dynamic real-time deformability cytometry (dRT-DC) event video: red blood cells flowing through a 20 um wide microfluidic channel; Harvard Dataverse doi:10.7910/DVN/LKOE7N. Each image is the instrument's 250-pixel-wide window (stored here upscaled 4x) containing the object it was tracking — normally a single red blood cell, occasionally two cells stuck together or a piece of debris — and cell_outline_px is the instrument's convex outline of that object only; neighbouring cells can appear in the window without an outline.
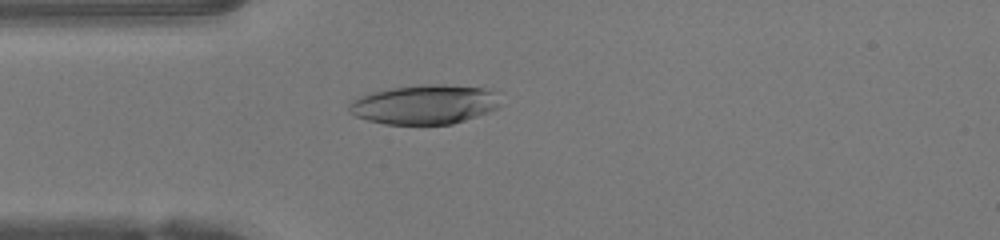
{"species": "human", "species_latin": "Homo sapiens", "temperature_condition": "warm", "stored_images_in_passage": 34, "camera_frame_rate_fps": 3000, "um_per_image_px": 0.085, "donor": {"sex": "female"}, "frame": {"image": 1, "passage_image": 3, "time_ms": 0.667, "image_size_px": [1000, 240], "cell_outline_px": [[500, 104], [496, 108], [488, 112], [452, 124], [384, 124], [368, 120], [356, 116], [348, 112], [348, 104], [352, 100], [360, 96], [372, 92], [392, 88], [420, 84], [444, 84], [484, 88], [496, 92]], "centroid_in_image_um": [36.07, 8.87], "position_along_channel_um": 48.9, "area_um2": 34.74}}
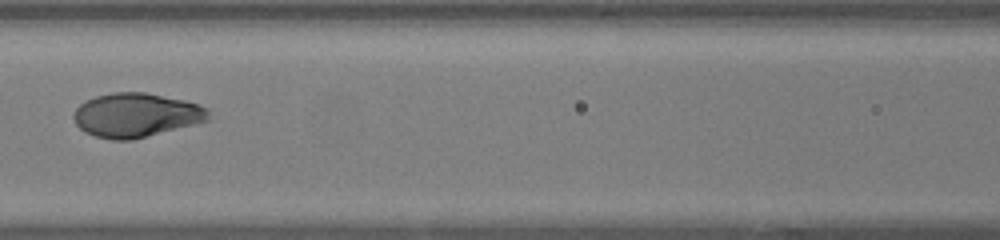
{"frame": {"image": 2, "passage_image": 11, "time_ms": 3.333, "image_size_px": [1000, 240], "cell_outline_px": [[208, 120], [132, 140], [112, 140], [96, 136], [84, 132], [76, 124], [72, 116], [76, 108], [84, 100], [96, 96], [112, 92], [144, 92], [184, 100], [200, 104], [208, 108]], "centroid_in_image_um": [11.53, 9.77], "position_along_channel_um": 155.1, "area_um2": 34.51}}
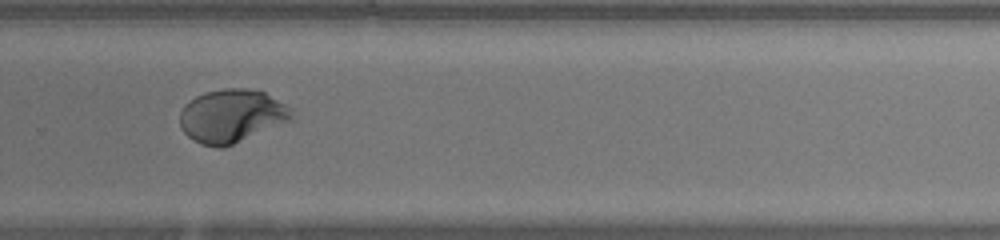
{"frame": {"image": 3, "passage_image": 22, "time_ms": 7.0, "image_size_px": [1000, 240], "cell_outline_px": [[292, 120], [224, 148], [216, 148], [200, 144], [192, 140], [180, 128], [180, 112], [184, 104], [196, 96], [204, 92], [224, 88], [248, 88], [264, 92], [292, 108]], "centroid_in_image_um": [19.67, 9.86], "position_along_channel_um": 310.1, "area_um2": 34.97}, "authors_computed_cell_mechanics": {"area_um2": 34.1887, "velocity_mm_per_s": 4.2421, "shape_relaxation_time_tau1_ms": 4.4483, "shape_relaxation_time_tau2_ms": null, "deformation_change_tau1": 0.2614, "deformation_change_tau2": null}}